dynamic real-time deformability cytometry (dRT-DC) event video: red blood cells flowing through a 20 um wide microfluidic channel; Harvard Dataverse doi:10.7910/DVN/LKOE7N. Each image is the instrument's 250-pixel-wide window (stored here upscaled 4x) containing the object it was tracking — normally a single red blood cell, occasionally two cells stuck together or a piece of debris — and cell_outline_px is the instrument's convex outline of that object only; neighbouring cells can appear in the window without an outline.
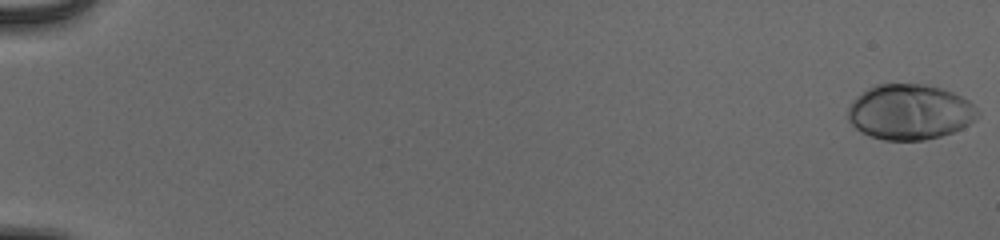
{"species": "human", "species_latin": "Homo sapiens", "temperature_condition": "cold", "stored_images_in_passage": 55, "camera_frame_rate_fps": 3000, "um_per_image_px": 0.085, "donor": {"sex": "male"}, "frame": {"image": 1, "passage_image": 1, "time_ms": 0.0, "image_size_px": [1000, 240], "cell_outline_px": [[980, 112], [976, 120], [952, 132], [940, 136], [924, 140], [884, 140], [860, 132], [848, 120], [848, 108], [852, 100], [860, 92], [876, 84], [924, 84], [940, 88], [952, 92], [968, 100]], "centroid_in_image_um": [77.31, 9.51], "position_along_channel_um": 7.7, "area_um2": 41.85}}
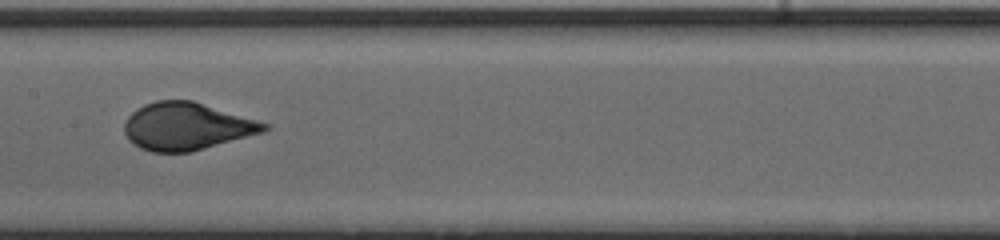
{"frame": {"image": 2, "passage_image": 31, "time_ms": 10.0, "image_size_px": [1000, 240], "cell_outline_px": [[272, 124], [264, 132], [204, 148], [188, 152], [152, 152], [140, 148], [128, 140], [124, 132], [124, 120], [136, 108], [144, 104], [156, 100], [192, 100]], "centroid_in_image_um": [15.85, 10.73], "position_along_channel_um": 191.6, "area_um2": 38.78}}
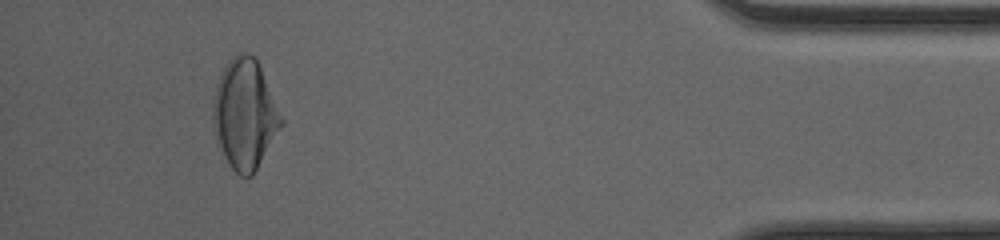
{"frame": {"image": 3, "passage_image": 52, "time_ms": 17.0, "image_size_px": [1000, 240], "cell_outline_px": [[284, 124], [252, 176], [240, 176], [232, 168], [224, 156], [216, 140], [212, 124], [212, 104], [216, 84], [228, 60], [236, 52], [240, 52], [252, 56], [256, 60], [260, 68], [284, 120]], "centroid_in_image_um": [20.79, 9.72], "position_along_channel_um": 414.4, "area_um2": 43.41}, "authors_computed_cell_mechanics": {"area_um2": 39.3618, "velocity_mm_per_s": 3.895, "shape_relaxation_time_tau1_ms": 4.1037, "shape_relaxation_time_tau2_ms": null, "deformation_change_tau1": 0.2006, "deformation_change_tau2": null}}